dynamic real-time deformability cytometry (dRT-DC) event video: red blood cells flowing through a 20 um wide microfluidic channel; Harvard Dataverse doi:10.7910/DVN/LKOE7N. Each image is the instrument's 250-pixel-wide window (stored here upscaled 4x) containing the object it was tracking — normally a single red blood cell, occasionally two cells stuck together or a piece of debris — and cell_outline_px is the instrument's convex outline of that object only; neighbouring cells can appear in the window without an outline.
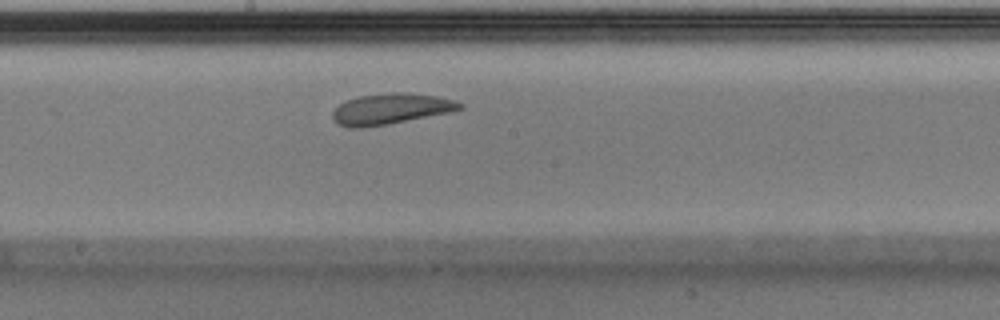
{"species": "Egyptian fruit bat (a non-hibernating species)", "species_latin": "Rousettus aegyptiacus", "temperature_condition": "warm", "stored_images_in_passage": 26, "camera_frame_rate_fps": 3000, "um_per_image_px": 0.085, "animal": {"sex": "male"}, "frame": {"image": 1, "passage_image": 12, "time_ms": 3.667, "image_size_px": [1000, 320], "cell_outline_px": [[464, 108], [452, 112], [388, 124], [360, 128], [348, 128], [336, 124], [332, 120], [332, 112], [340, 104], [348, 100], [360, 96], [392, 92], [400, 92], [436, 96], [456, 100], [464, 104]], "centroid_in_image_um": [33.22, 9.27], "position_along_channel_um": 215.0, "area_um2": 22.95}}